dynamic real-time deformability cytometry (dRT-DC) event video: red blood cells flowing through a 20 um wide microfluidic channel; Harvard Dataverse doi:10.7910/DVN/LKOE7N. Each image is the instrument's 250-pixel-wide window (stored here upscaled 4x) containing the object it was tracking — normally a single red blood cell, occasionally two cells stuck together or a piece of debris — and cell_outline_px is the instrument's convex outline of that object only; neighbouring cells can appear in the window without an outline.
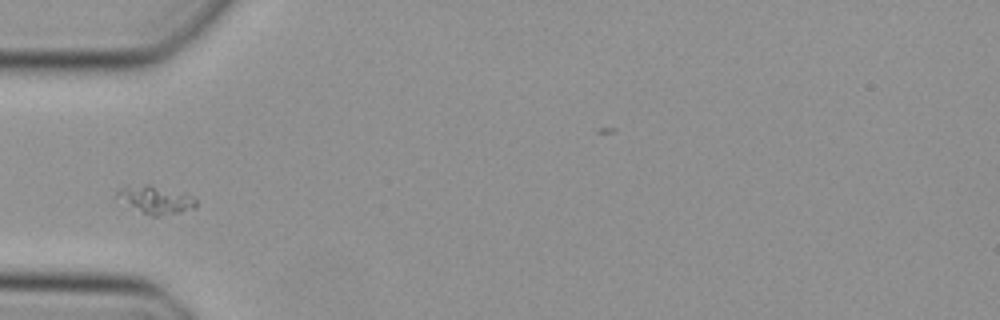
{"species": "Egyptian fruit bat (a non-hibernating species)", "species_latin": "Rousettus aegyptiacus", "temperature_condition": "cold", "stored_images_in_passage": 36, "camera_frame_rate_fps": 3000, "um_per_image_px": 0.085, "animal": {"sex": "female"}, "frame": {"image": 1, "passage_image": 1, "time_ms": 0.0, "image_size_px": [1000, 320], "cell_outline_px": [[196, 208], [180, 212], [160, 216], [152, 216], [144, 212], [116, 196], [116, 192], [120, 188], [148, 184], [152, 184], [192, 196], [196, 200]], "centroid_in_image_um": [13.31, 16.97], "position_along_channel_um": 71.7, "area_um2": 12.25}}
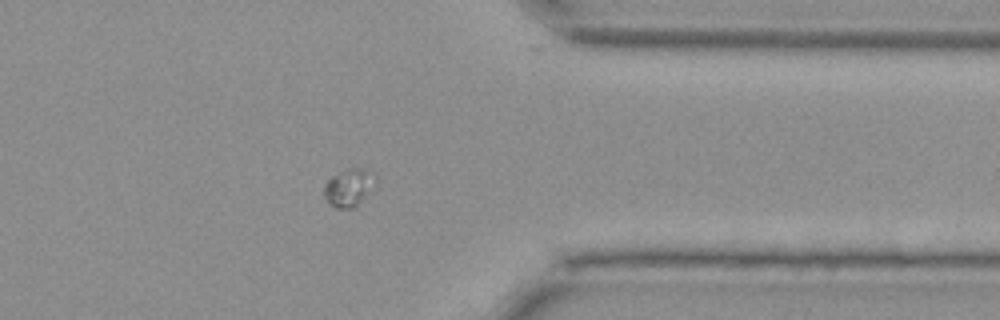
{"frame": {"image": 2, "passage_image": 25, "time_ms": 8.0, "image_size_px": [1000, 320], "cell_outline_px": [[376, 176], [364, 196], [356, 208], [336, 208], [328, 204], [324, 196], [324, 184], [332, 176], [344, 168], [364, 168], [372, 172]], "centroid_in_image_um": [29.58, 15.93], "position_along_channel_um": 381.8, "area_um2": 11.1}}
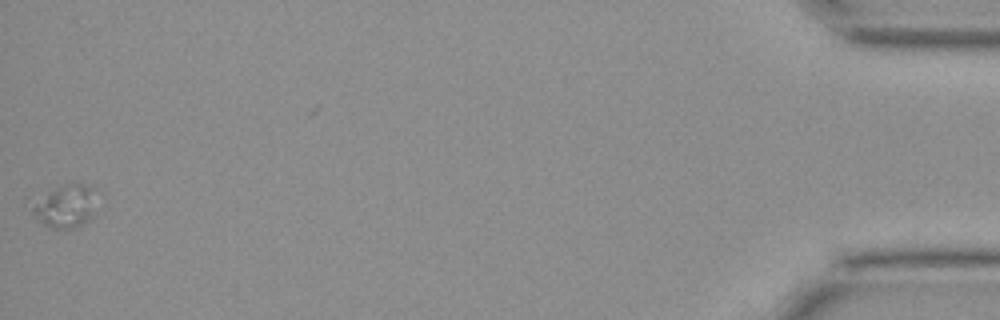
{"frame": {"image": 3, "passage_image": 35, "time_ms": 11.333, "image_size_px": [1000, 320], "cell_outline_px": [[104, 196], [92, 216], [88, 220], [72, 228], [52, 228], [40, 224], [36, 220], [24, 200], [24, 196], [56, 184], [84, 184], [104, 192]], "centroid_in_image_um": [5.45, 17.41], "position_along_channel_um": 429.8, "area_um2": 18.9}}